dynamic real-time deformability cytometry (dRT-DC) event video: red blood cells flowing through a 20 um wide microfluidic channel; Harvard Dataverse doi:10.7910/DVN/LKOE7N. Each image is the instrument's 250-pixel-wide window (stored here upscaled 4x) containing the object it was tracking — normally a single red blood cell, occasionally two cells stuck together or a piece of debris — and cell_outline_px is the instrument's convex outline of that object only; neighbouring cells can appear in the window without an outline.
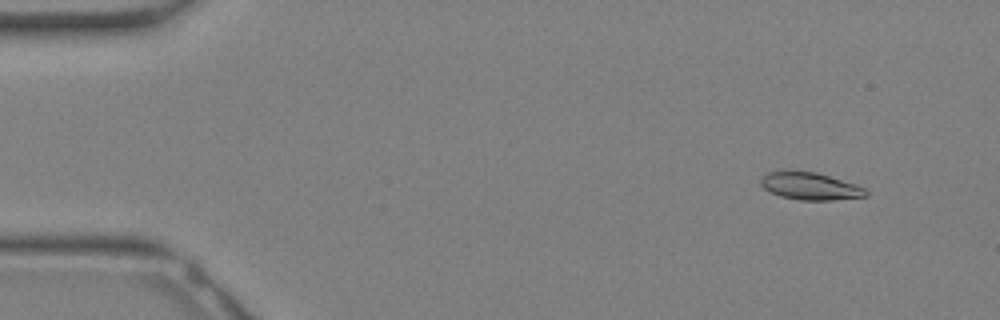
{"species": "Egyptian fruit bat (a non-hibernating species)", "species_latin": "Rousettus aegyptiacus", "temperature_condition": "warm", "stored_images_in_passage": 33, "camera_frame_rate_fps": 3000, "um_per_image_px": 0.085, "animal": {"sex": "female"}, "frame": {"image": 1, "passage_image": 3, "time_ms": 0.667, "image_size_px": [1000, 320], "cell_outline_px": [[868, 196], [832, 200], [800, 200], [780, 196], [764, 188], [760, 184], [760, 180], [768, 172], [784, 168], [788, 168], [816, 172], [856, 184], [864, 188], [868, 192]], "centroid_in_image_um": [68.83, 15.78], "position_along_channel_um": 16.2, "area_um2": 17.17}}
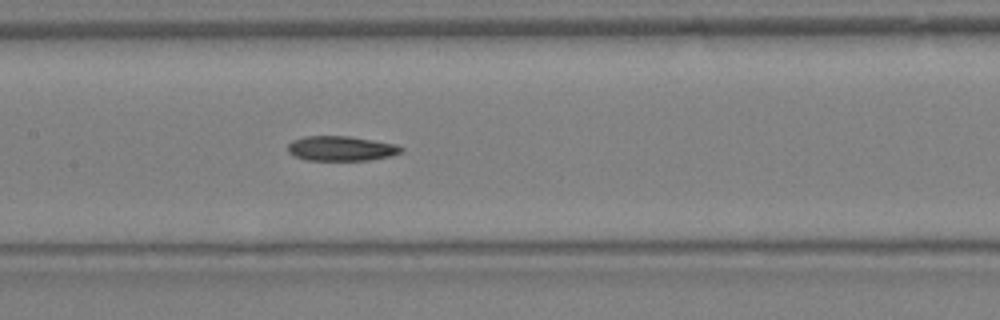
{"frame": {"image": 2, "passage_image": 16, "time_ms": 5.0, "image_size_px": [1000, 320], "cell_outline_px": [[404, 152], [392, 156], [368, 160], [308, 160], [296, 156], [288, 152], [288, 144], [292, 140], [304, 136], [348, 136], [396, 144], [404, 148]], "centroid_in_image_um": [29.03, 12.62], "position_along_channel_um": 178.4, "area_um2": 16.42}}
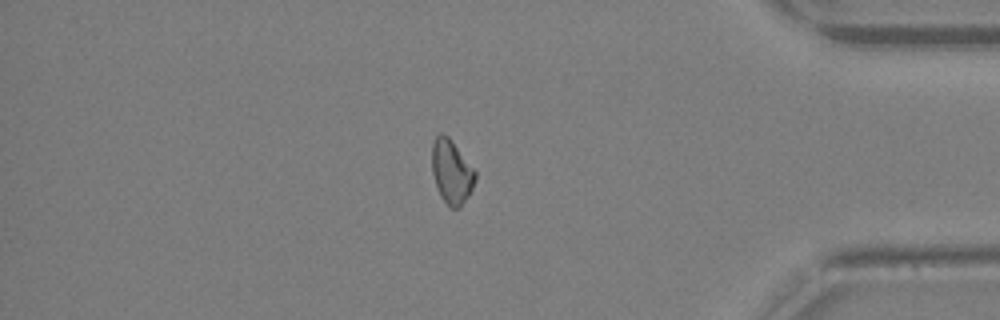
{"frame": {"image": 3, "passage_image": 28, "time_ms": 9.0, "image_size_px": [1000, 320], "cell_outline_px": [[476, 176], [472, 188], [468, 196], [460, 208], [452, 208], [440, 196], [432, 172], [432, 144], [436, 136], [440, 132], [448, 136], [476, 172]], "centroid_in_image_um": [38.37, 14.59], "position_along_channel_um": 396.8, "area_um2": 15.84}}